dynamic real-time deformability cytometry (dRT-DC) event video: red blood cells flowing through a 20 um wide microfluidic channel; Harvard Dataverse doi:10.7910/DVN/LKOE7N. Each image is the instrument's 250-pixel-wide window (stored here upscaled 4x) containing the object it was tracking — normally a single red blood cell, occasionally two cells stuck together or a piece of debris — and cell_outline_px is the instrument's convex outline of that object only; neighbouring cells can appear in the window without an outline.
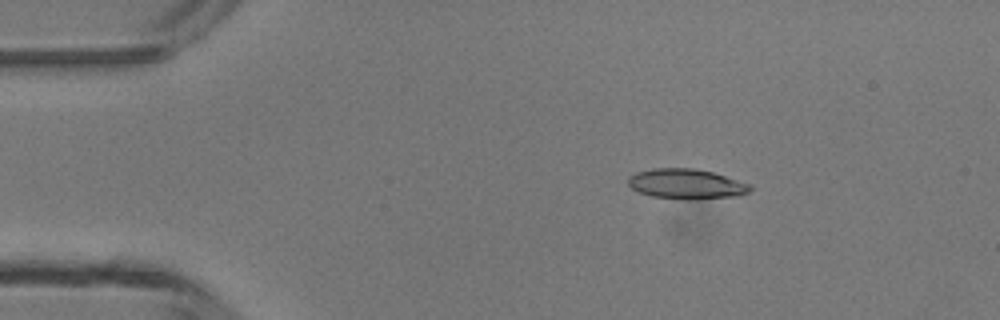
{"species": "common noctule bat (a hibernating species)", "species_latin": "Nyctalus noctula", "temperature_condition": "room temperature", "stored_images_in_passage": 5, "camera_frame_rate_fps": 3000, "um_per_image_px": 0.085, "animal": {"sex": "male", "body_mass_g": 13.3}, "frame": {"image": 1, "passage_image": 2, "time_ms": 2.0, "image_size_px": [1000, 320], "cell_outline_px": [[752, 188], [748, 192], [740, 196], [696, 200], [688, 200], [652, 196], [640, 192], [632, 188], [628, 184], [628, 176], [636, 172], [652, 168], [696, 168], [712, 172], [748, 184]], "centroid_in_image_um": [58.32, 15.64], "position_along_channel_um": 26.7, "area_um2": 21.44}}
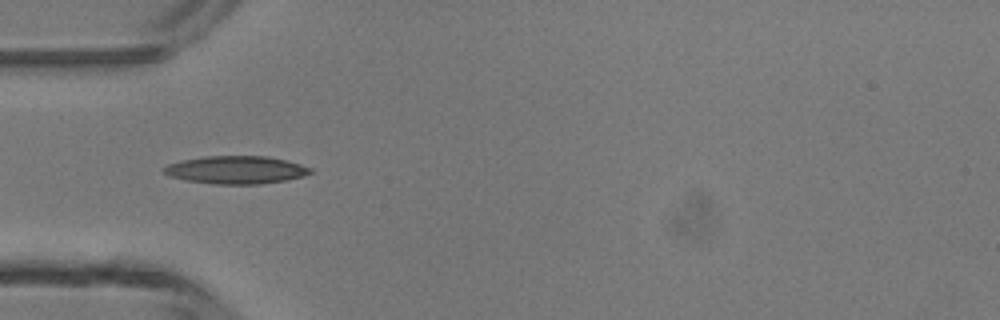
{"frame": {"image": 2, "passage_image": 4, "time_ms": 4.333, "image_size_px": [1000, 320], "cell_outline_px": [[312, 172], [304, 176], [284, 180], [260, 184], [216, 184], [184, 180], [168, 176], [164, 172], [164, 168], [168, 164], [184, 160], [204, 156], [268, 156], [300, 164], [312, 168]], "centroid_in_image_um": [20.06, 14.44], "position_along_channel_um": 64.9, "area_um2": 23.64}}
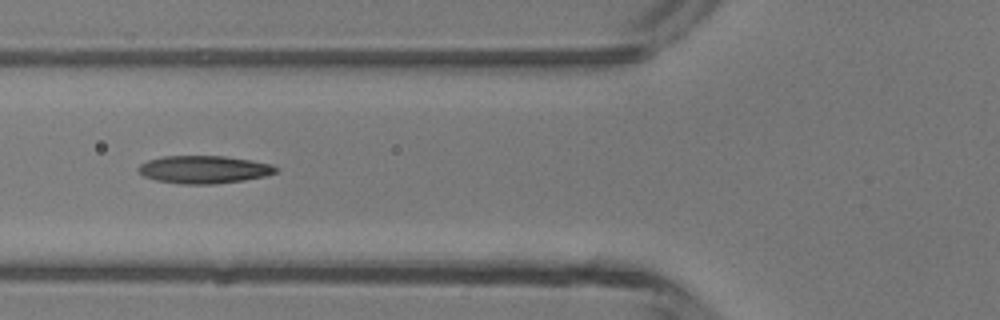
{"frame": {"image": 3, "passage_image": 5, "time_ms": 5.333, "image_size_px": [1000, 320], "cell_outline_px": [[280, 168], [276, 172], [264, 176], [244, 180], [216, 184], [180, 184], [156, 180], [144, 176], [136, 168], [140, 164], [148, 160], [164, 156], [224, 156], [252, 160], [272, 164]], "centroid_in_image_um": [17.35, 14.41], "position_along_channel_um": 108.5, "area_um2": 22.31}}